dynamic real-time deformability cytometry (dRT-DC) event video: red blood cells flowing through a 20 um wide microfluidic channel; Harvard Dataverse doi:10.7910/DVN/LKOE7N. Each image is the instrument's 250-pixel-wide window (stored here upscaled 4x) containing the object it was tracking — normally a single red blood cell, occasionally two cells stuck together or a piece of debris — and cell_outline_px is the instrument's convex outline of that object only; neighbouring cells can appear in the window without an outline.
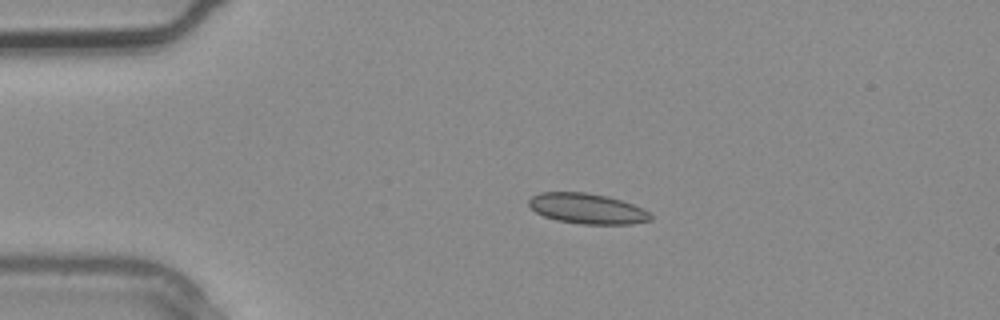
{"species": "common noctule bat (a hibernating species)", "species_latin": "Nyctalus noctula", "temperature_condition": "warm", "stored_images_in_passage": 2, "camera_frame_rate_fps": 3000, "um_per_image_px": 0.085, "animal": {"sex": "male", "body_mass_g": 20.4}, "frame": {"image": 1, "passage_image": 1, "time_ms": 0.0, "image_size_px": [1000, 320], "cell_outline_px": [[652, 220], [632, 224], [580, 224], [556, 220], [544, 216], [536, 212], [528, 204], [528, 200], [532, 196], [540, 192], [584, 192], [608, 196], [644, 208], [652, 216]], "centroid_in_image_um": [49.91, 17.73], "position_along_channel_um": 35.1, "area_um2": 21.62}}